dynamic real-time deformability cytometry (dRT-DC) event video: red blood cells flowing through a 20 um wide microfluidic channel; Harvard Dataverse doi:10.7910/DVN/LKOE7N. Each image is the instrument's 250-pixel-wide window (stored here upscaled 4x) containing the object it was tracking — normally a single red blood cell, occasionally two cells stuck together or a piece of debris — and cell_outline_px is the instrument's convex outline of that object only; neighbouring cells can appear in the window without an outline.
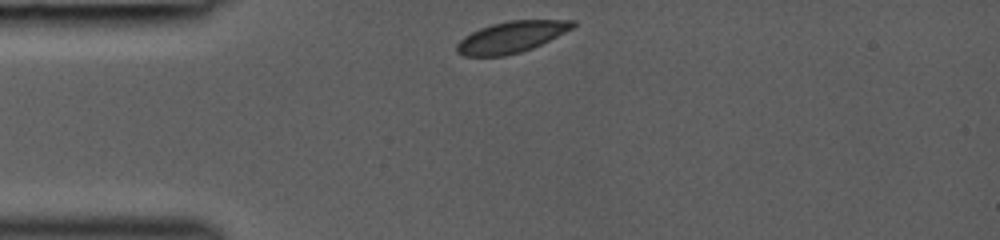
{"species": "common noctule bat (a hibernating species)", "species_latin": "Nyctalus noctula", "temperature_condition": "room temperature", "stored_images_in_passage": 29, "camera_frame_rate_fps": 3000, "um_per_image_px": 0.085, "animal": {"sex": "female", "body_mass_g": 19.0, "forearm_length_mm": 53.3}, "frame": {"image": 1, "passage_image": 1, "time_ms": 0.0, "image_size_px": [1000, 240], "cell_outline_px": [[576, 24], [572, 28], [532, 48], [520, 52], [504, 56], [464, 56], [456, 52], [456, 44], [464, 36], [480, 28], [492, 24], [508, 20], [576, 20]], "centroid_in_image_um": [43.42, 3.14], "position_along_channel_um": 41.6, "area_um2": 20.98}}
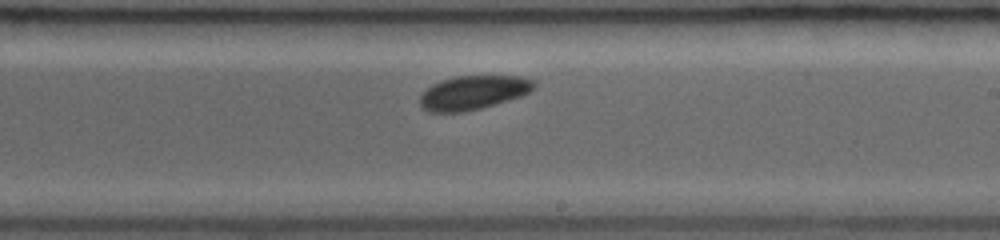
{"frame": {"image": 2, "passage_image": 17, "time_ms": 5.333, "image_size_px": [1000, 240], "cell_outline_px": [[536, 84], [528, 92], [520, 96], [508, 100], [480, 108], [464, 112], [428, 112], [420, 104], [420, 96], [432, 84], [440, 80], [456, 76], [520, 76], [532, 80]], "centroid_in_image_um": [40.19, 7.86], "position_along_channel_um": 248.8, "area_um2": 22.31}}
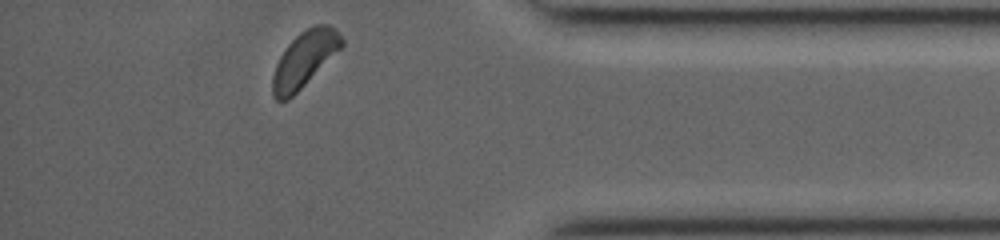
{"frame": {"image": 3, "passage_image": 29, "time_ms": 9.333, "image_size_px": [1000, 240], "cell_outline_px": [[344, 44], [288, 100], [276, 100], [272, 96], [272, 76], [276, 64], [280, 56], [288, 44], [300, 32], [316, 24], [328, 24], [344, 40]], "centroid_in_image_um": [25.83, 5.04], "position_along_channel_um": 409.4, "area_um2": 21.68}}